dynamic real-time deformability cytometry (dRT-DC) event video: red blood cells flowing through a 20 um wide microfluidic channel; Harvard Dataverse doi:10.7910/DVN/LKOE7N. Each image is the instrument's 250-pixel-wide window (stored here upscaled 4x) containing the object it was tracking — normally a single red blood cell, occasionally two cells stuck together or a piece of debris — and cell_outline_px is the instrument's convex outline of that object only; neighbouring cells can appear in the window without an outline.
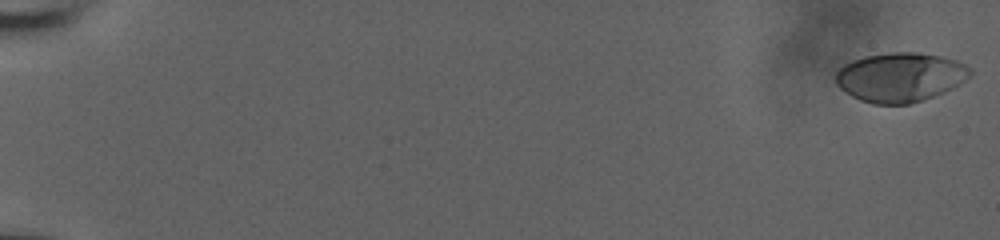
{"species": "human", "species_latin": "Homo sapiens", "temperature_condition": "room temperature", "stored_images_in_passage": 20, "camera_frame_rate_fps": 3000, "um_per_image_px": 0.085, "donor": {"sex": "male"}, "frame": {"image": 1, "passage_image": 1, "time_ms": 0.0, "image_size_px": [1000, 240], "cell_outline_px": [[972, 76], [960, 84], [944, 92], [924, 100], [908, 104], [872, 104], [860, 100], [852, 96], [840, 88], [836, 84], [836, 72], [844, 64], [852, 60], [864, 56], [892, 52], [916, 52], [940, 56], [956, 60], [972, 68]], "centroid_in_image_um": [76.54, 6.56], "position_along_channel_um": 8.5, "area_um2": 38.84}}
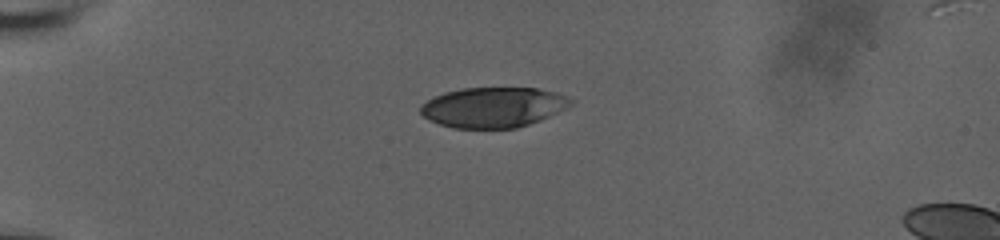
{"frame": {"image": 2, "passage_image": 16, "time_ms": 5.0, "image_size_px": [1000, 240], "cell_outline_px": [[576, 100], [568, 108], [540, 120], [516, 128], [452, 128], [428, 120], [420, 112], [420, 104], [444, 92], [464, 88], [536, 88], [556, 92]], "centroid_in_image_um": [41.95, 9.12], "position_along_channel_um": 43.1, "area_um2": 35.32}}
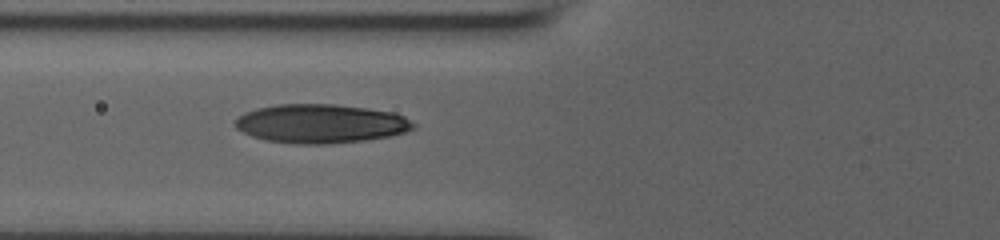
{"frame": {"image": 3, "passage_image": 20, "time_ms": 6.333, "image_size_px": [1000, 240], "cell_outline_px": [[416, 124], [412, 128], [404, 132], [392, 136], [364, 140], [328, 144], [296, 144], [268, 140], [252, 136], [236, 128], [236, 120], [244, 112], [256, 108], [276, 104], [332, 104], [364, 108], [392, 112], [404, 116]], "centroid_in_image_um": [27.26, 10.51], "position_along_channel_um": 98.5, "area_um2": 40.17}}